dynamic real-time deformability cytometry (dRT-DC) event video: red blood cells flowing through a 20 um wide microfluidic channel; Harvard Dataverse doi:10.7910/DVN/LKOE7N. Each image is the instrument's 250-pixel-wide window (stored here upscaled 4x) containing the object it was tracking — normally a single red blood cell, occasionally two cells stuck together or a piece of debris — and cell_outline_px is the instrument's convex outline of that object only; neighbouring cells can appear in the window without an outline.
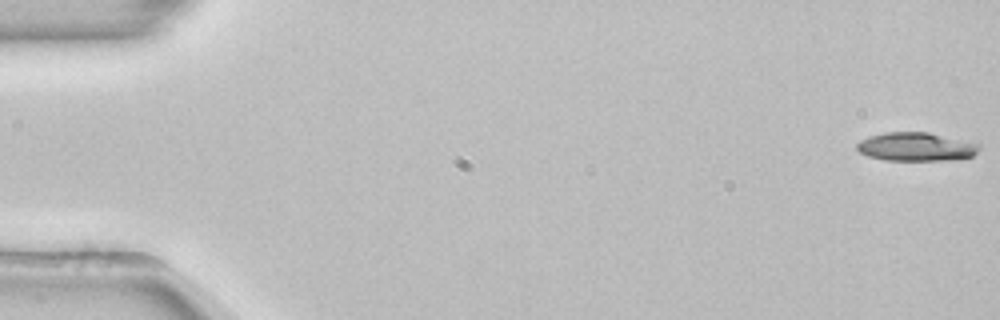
{"species": "common noctule bat (a hibernating species)", "species_latin": "Nyctalus noctula", "temperature_condition": "room temperature", "stored_images_in_passage": 53, "camera_frame_rate_fps": 3000, "um_per_image_px": 0.085, "animal": {"sex": "female", "body_mass_g": 22.7, "forearm_length_mm": 54.2}, "frame": {"image": 1, "passage_image": 1, "time_ms": 0.0, "image_size_px": [1000, 320], "cell_outline_px": [[980, 148], [972, 156], [948, 160], [884, 160], [868, 156], [860, 152], [856, 148], [856, 144], [860, 140], [868, 136], [884, 132], [928, 132], [980, 144]], "centroid_in_image_um": [77.82, 12.47], "position_along_channel_um": 7.2, "area_um2": 20.29}}
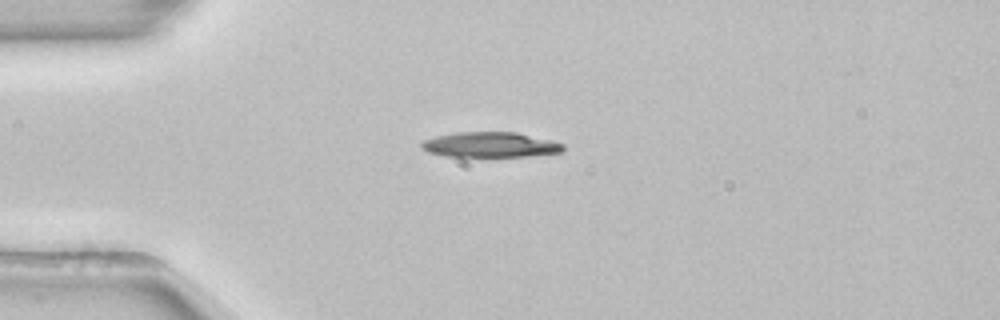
{"frame": {"image": 2, "passage_image": 14, "time_ms": 4.333, "image_size_px": [1000, 320], "cell_outline_px": [[564, 148], [560, 152], [528, 156], [444, 156], [428, 152], [420, 144], [424, 140], [436, 136], [456, 132], [516, 132], [552, 140], [564, 144]], "centroid_in_image_um": [41.68, 12.29], "position_along_channel_um": 43.3, "area_um2": 20.63}}
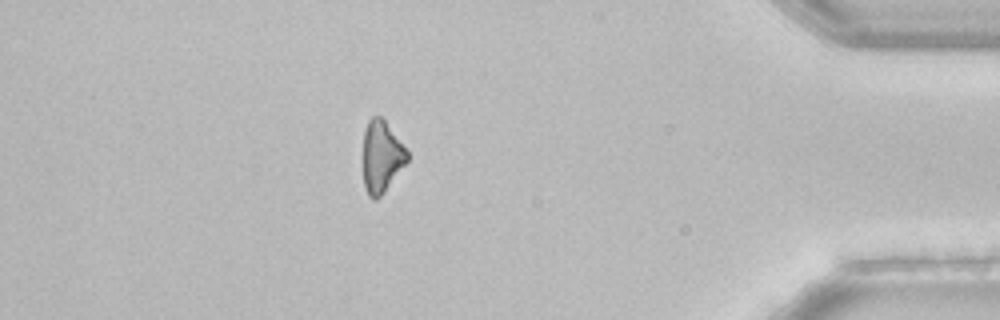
{"frame": {"image": 3, "passage_image": 47, "time_ms": 15.333, "image_size_px": [1000, 320], "cell_outline_px": [[408, 160], [384, 192], [376, 200], [372, 200], [368, 196], [364, 188], [364, 128], [368, 120], [372, 116], [380, 116], [384, 120], [408, 152]], "centroid_in_image_um": [32.41, 13.33], "position_along_channel_um": 402.8, "area_um2": 18.21}, "authors_computed_cell_mechanics": {"area_um2": 20.7502, "velocity_mm_per_s": 3.8846, "shape_relaxation_time_tau1_ms": 2.2614, "shape_relaxation_time_tau2_ms": null, "deformation_change_tau1": 0.0894, "deformation_change_tau2": null}}